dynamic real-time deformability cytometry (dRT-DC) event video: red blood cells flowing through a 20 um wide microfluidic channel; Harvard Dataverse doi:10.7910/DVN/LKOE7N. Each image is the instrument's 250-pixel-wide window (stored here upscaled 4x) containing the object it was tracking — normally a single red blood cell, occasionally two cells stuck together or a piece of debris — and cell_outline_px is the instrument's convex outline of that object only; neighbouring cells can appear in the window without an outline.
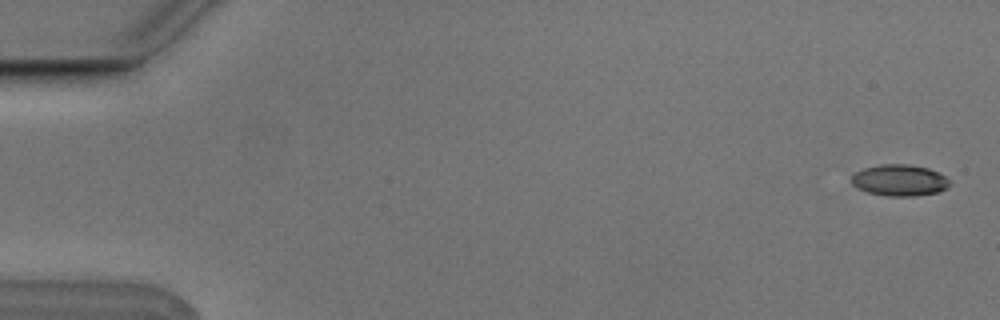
{"species": "Egyptian fruit bat (a non-hibernating species)", "species_latin": "Rousettus aegyptiacus", "temperature_condition": "cold", "stored_images_in_passage": 3, "camera_frame_rate_fps": 3000, "um_per_image_px": 0.085, "animal": {"sex": "male"}, "frame": {"image": 1, "passage_image": 1, "time_ms": 0.0, "image_size_px": [1000, 320], "cell_outline_px": [[952, 184], [948, 188], [936, 192], [916, 196], [888, 196], [868, 192], [856, 188], [852, 184], [852, 176], [856, 172], [864, 168], [880, 164], [908, 164], [928, 168], [944, 176]], "centroid_in_image_um": [76.46, 15.32], "position_along_channel_um": 8.5, "area_um2": 17.92}}